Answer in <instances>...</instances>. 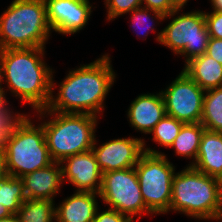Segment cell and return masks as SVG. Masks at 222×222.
<instances>
[{
    "label": "cell",
    "instance_id": "obj_39",
    "mask_svg": "<svg viewBox=\"0 0 222 222\" xmlns=\"http://www.w3.org/2000/svg\"><path fill=\"white\" fill-rule=\"evenodd\" d=\"M213 220H222V209H221V211H220V214H219V217H217V218H215V219H213Z\"/></svg>",
    "mask_w": 222,
    "mask_h": 222
},
{
    "label": "cell",
    "instance_id": "obj_30",
    "mask_svg": "<svg viewBox=\"0 0 222 222\" xmlns=\"http://www.w3.org/2000/svg\"><path fill=\"white\" fill-rule=\"evenodd\" d=\"M205 54L222 64V39L210 37Z\"/></svg>",
    "mask_w": 222,
    "mask_h": 222
},
{
    "label": "cell",
    "instance_id": "obj_35",
    "mask_svg": "<svg viewBox=\"0 0 222 222\" xmlns=\"http://www.w3.org/2000/svg\"><path fill=\"white\" fill-rule=\"evenodd\" d=\"M10 215L12 214L6 209V207L0 204V219L9 217Z\"/></svg>",
    "mask_w": 222,
    "mask_h": 222
},
{
    "label": "cell",
    "instance_id": "obj_36",
    "mask_svg": "<svg viewBox=\"0 0 222 222\" xmlns=\"http://www.w3.org/2000/svg\"><path fill=\"white\" fill-rule=\"evenodd\" d=\"M0 222H19L16 214H12L9 217L0 219Z\"/></svg>",
    "mask_w": 222,
    "mask_h": 222
},
{
    "label": "cell",
    "instance_id": "obj_38",
    "mask_svg": "<svg viewBox=\"0 0 222 222\" xmlns=\"http://www.w3.org/2000/svg\"><path fill=\"white\" fill-rule=\"evenodd\" d=\"M2 66H1V61H0V89H3L5 90L3 87H2Z\"/></svg>",
    "mask_w": 222,
    "mask_h": 222
},
{
    "label": "cell",
    "instance_id": "obj_24",
    "mask_svg": "<svg viewBox=\"0 0 222 222\" xmlns=\"http://www.w3.org/2000/svg\"><path fill=\"white\" fill-rule=\"evenodd\" d=\"M131 13V20L130 21H132L131 22V27L133 26V29H137L139 26H141L142 28H144V25L146 26V24H148V27H146L147 28V30H148V28L149 29H151L152 30V32H154L155 30V28H154V26L153 25H151V24H153L152 22H154V20L156 19H158L159 20V22L160 21H164L165 20V15L163 14V13H160V12H158V11H155V10H151V9H149V8H145V7H139V8H137V9H134L132 12H130ZM151 13H152V15H151ZM154 16V17H153ZM153 18H154V20H153ZM152 21V22H151ZM149 22V23H148ZM151 22V23H150ZM135 27V28H134ZM137 27V28H136ZM146 28H145V30H146ZM134 30V31H135ZM141 33H142V35H144V36H148V33H149V30L146 32V31H144L143 32V30L141 31ZM147 34V35H146ZM141 35V34H140ZM137 36H139L138 35V33H137Z\"/></svg>",
    "mask_w": 222,
    "mask_h": 222
},
{
    "label": "cell",
    "instance_id": "obj_9",
    "mask_svg": "<svg viewBox=\"0 0 222 222\" xmlns=\"http://www.w3.org/2000/svg\"><path fill=\"white\" fill-rule=\"evenodd\" d=\"M99 196L105 205L128 216L132 221L136 215V222L143 214L152 215L143 201L135 167L103 173Z\"/></svg>",
    "mask_w": 222,
    "mask_h": 222
},
{
    "label": "cell",
    "instance_id": "obj_27",
    "mask_svg": "<svg viewBox=\"0 0 222 222\" xmlns=\"http://www.w3.org/2000/svg\"><path fill=\"white\" fill-rule=\"evenodd\" d=\"M206 26L211 38L222 39V12L212 11L211 13L204 11Z\"/></svg>",
    "mask_w": 222,
    "mask_h": 222
},
{
    "label": "cell",
    "instance_id": "obj_12",
    "mask_svg": "<svg viewBox=\"0 0 222 222\" xmlns=\"http://www.w3.org/2000/svg\"><path fill=\"white\" fill-rule=\"evenodd\" d=\"M45 4L49 27L63 35L80 32L93 12L89 0H45Z\"/></svg>",
    "mask_w": 222,
    "mask_h": 222
},
{
    "label": "cell",
    "instance_id": "obj_17",
    "mask_svg": "<svg viewBox=\"0 0 222 222\" xmlns=\"http://www.w3.org/2000/svg\"><path fill=\"white\" fill-rule=\"evenodd\" d=\"M209 176L218 177L222 172V132L204 130L197 159L191 165Z\"/></svg>",
    "mask_w": 222,
    "mask_h": 222
},
{
    "label": "cell",
    "instance_id": "obj_5",
    "mask_svg": "<svg viewBox=\"0 0 222 222\" xmlns=\"http://www.w3.org/2000/svg\"><path fill=\"white\" fill-rule=\"evenodd\" d=\"M51 32L45 0H13L0 16V50L46 48Z\"/></svg>",
    "mask_w": 222,
    "mask_h": 222
},
{
    "label": "cell",
    "instance_id": "obj_37",
    "mask_svg": "<svg viewBox=\"0 0 222 222\" xmlns=\"http://www.w3.org/2000/svg\"><path fill=\"white\" fill-rule=\"evenodd\" d=\"M217 182H218L219 192H220V195H221V198H222V172L217 177Z\"/></svg>",
    "mask_w": 222,
    "mask_h": 222
},
{
    "label": "cell",
    "instance_id": "obj_15",
    "mask_svg": "<svg viewBox=\"0 0 222 222\" xmlns=\"http://www.w3.org/2000/svg\"><path fill=\"white\" fill-rule=\"evenodd\" d=\"M27 199L53 200L63 184L61 163L53 162L48 167L35 170L21 177Z\"/></svg>",
    "mask_w": 222,
    "mask_h": 222
},
{
    "label": "cell",
    "instance_id": "obj_16",
    "mask_svg": "<svg viewBox=\"0 0 222 222\" xmlns=\"http://www.w3.org/2000/svg\"><path fill=\"white\" fill-rule=\"evenodd\" d=\"M99 194L94 192L75 191L55 207L56 222H93Z\"/></svg>",
    "mask_w": 222,
    "mask_h": 222
},
{
    "label": "cell",
    "instance_id": "obj_26",
    "mask_svg": "<svg viewBox=\"0 0 222 222\" xmlns=\"http://www.w3.org/2000/svg\"><path fill=\"white\" fill-rule=\"evenodd\" d=\"M12 113V114H11ZM22 113H15L8 106L0 111V152H5L7 136L14 124L22 117Z\"/></svg>",
    "mask_w": 222,
    "mask_h": 222
},
{
    "label": "cell",
    "instance_id": "obj_25",
    "mask_svg": "<svg viewBox=\"0 0 222 222\" xmlns=\"http://www.w3.org/2000/svg\"><path fill=\"white\" fill-rule=\"evenodd\" d=\"M107 8V20H115L124 14H129L134 9L142 7V0H104Z\"/></svg>",
    "mask_w": 222,
    "mask_h": 222
},
{
    "label": "cell",
    "instance_id": "obj_1",
    "mask_svg": "<svg viewBox=\"0 0 222 222\" xmlns=\"http://www.w3.org/2000/svg\"><path fill=\"white\" fill-rule=\"evenodd\" d=\"M109 56L104 54L89 64L69 71L60 82L56 96L53 95L56 83L52 73L51 96L46 109L58 113H86L98 117L104 110V100L116 81Z\"/></svg>",
    "mask_w": 222,
    "mask_h": 222
},
{
    "label": "cell",
    "instance_id": "obj_4",
    "mask_svg": "<svg viewBox=\"0 0 222 222\" xmlns=\"http://www.w3.org/2000/svg\"><path fill=\"white\" fill-rule=\"evenodd\" d=\"M222 198L217 178L198 171L192 166L174 174L170 211L198 220L219 217Z\"/></svg>",
    "mask_w": 222,
    "mask_h": 222
},
{
    "label": "cell",
    "instance_id": "obj_28",
    "mask_svg": "<svg viewBox=\"0 0 222 222\" xmlns=\"http://www.w3.org/2000/svg\"><path fill=\"white\" fill-rule=\"evenodd\" d=\"M98 211L99 208L96 211L93 222H133L128 216L115 209L108 208L103 212Z\"/></svg>",
    "mask_w": 222,
    "mask_h": 222
},
{
    "label": "cell",
    "instance_id": "obj_32",
    "mask_svg": "<svg viewBox=\"0 0 222 222\" xmlns=\"http://www.w3.org/2000/svg\"><path fill=\"white\" fill-rule=\"evenodd\" d=\"M172 7L175 10H181L184 8V6L186 5V3L188 2V0H170Z\"/></svg>",
    "mask_w": 222,
    "mask_h": 222
},
{
    "label": "cell",
    "instance_id": "obj_6",
    "mask_svg": "<svg viewBox=\"0 0 222 222\" xmlns=\"http://www.w3.org/2000/svg\"><path fill=\"white\" fill-rule=\"evenodd\" d=\"M29 116L23 113L7 136L5 158L9 176L21 178L53 163L42 125H34Z\"/></svg>",
    "mask_w": 222,
    "mask_h": 222
},
{
    "label": "cell",
    "instance_id": "obj_31",
    "mask_svg": "<svg viewBox=\"0 0 222 222\" xmlns=\"http://www.w3.org/2000/svg\"><path fill=\"white\" fill-rule=\"evenodd\" d=\"M8 176L5 152H0V181Z\"/></svg>",
    "mask_w": 222,
    "mask_h": 222
},
{
    "label": "cell",
    "instance_id": "obj_11",
    "mask_svg": "<svg viewBox=\"0 0 222 222\" xmlns=\"http://www.w3.org/2000/svg\"><path fill=\"white\" fill-rule=\"evenodd\" d=\"M141 138H118L97 145L96 137L92 151L102 173L135 167L144 153Z\"/></svg>",
    "mask_w": 222,
    "mask_h": 222
},
{
    "label": "cell",
    "instance_id": "obj_14",
    "mask_svg": "<svg viewBox=\"0 0 222 222\" xmlns=\"http://www.w3.org/2000/svg\"><path fill=\"white\" fill-rule=\"evenodd\" d=\"M165 114L161 91L138 95L127 110V118L132 128L144 134H149Z\"/></svg>",
    "mask_w": 222,
    "mask_h": 222
},
{
    "label": "cell",
    "instance_id": "obj_34",
    "mask_svg": "<svg viewBox=\"0 0 222 222\" xmlns=\"http://www.w3.org/2000/svg\"><path fill=\"white\" fill-rule=\"evenodd\" d=\"M213 11L222 12V0H210Z\"/></svg>",
    "mask_w": 222,
    "mask_h": 222
},
{
    "label": "cell",
    "instance_id": "obj_8",
    "mask_svg": "<svg viewBox=\"0 0 222 222\" xmlns=\"http://www.w3.org/2000/svg\"><path fill=\"white\" fill-rule=\"evenodd\" d=\"M180 11L174 10L165 15V19L172 20L163 30L157 32L156 40L171 49L175 55L184 56L186 64L192 58L206 53L210 35L203 11L195 10L182 14Z\"/></svg>",
    "mask_w": 222,
    "mask_h": 222
},
{
    "label": "cell",
    "instance_id": "obj_20",
    "mask_svg": "<svg viewBox=\"0 0 222 222\" xmlns=\"http://www.w3.org/2000/svg\"><path fill=\"white\" fill-rule=\"evenodd\" d=\"M55 201L26 199L17 212L19 222H56Z\"/></svg>",
    "mask_w": 222,
    "mask_h": 222
},
{
    "label": "cell",
    "instance_id": "obj_7",
    "mask_svg": "<svg viewBox=\"0 0 222 222\" xmlns=\"http://www.w3.org/2000/svg\"><path fill=\"white\" fill-rule=\"evenodd\" d=\"M143 149L144 153L135 166L143 201L152 215L167 214L175 167L164 153L148 148L145 140Z\"/></svg>",
    "mask_w": 222,
    "mask_h": 222
},
{
    "label": "cell",
    "instance_id": "obj_18",
    "mask_svg": "<svg viewBox=\"0 0 222 222\" xmlns=\"http://www.w3.org/2000/svg\"><path fill=\"white\" fill-rule=\"evenodd\" d=\"M182 70L204 91L222 87V64L207 54L192 58Z\"/></svg>",
    "mask_w": 222,
    "mask_h": 222
},
{
    "label": "cell",
    "instance_id": "obj_23",
    "mask_svg": "<svg viewBox=\"0 0 222 222\" xmlns=\"http://www.w3.org/2000/svg\"><path fill=\"white\" fill-rule=\"evenodd\" d=\"M184 124V122L165 114L149 134L153 135L152 141L170 148Z\"/></svg>",
    "mask_w": 222,
    "mask_h": 222
},
{
    "label": "cell",
    "instance_id": "obj_19",
    "mask_svg": "<svg viewBox=\"0 0 222 222\" xmlns=\"http://www.w3.org/2000/svg\"><path fill=\"white\" fill-rule=\"evenodd\" d=\"M204 126L199 123H185L179 135L175 138L170 148H173L175 154L184 158L193 159L191 166L195 163L200 147V141L204 132Z\"/></svg>",
    "mask_w": 222,
    "mask_h": 222
},
{
    "label": "cell",
    "instance_id": "obj_21",
    "mask_svg": "<svg viewBox=\"0 0 222 222\" xmlns=\"http://www.w3.org/2000/svg\"><path fill=\"white\" fill-rule=\"evenodd\" d=\"M200 123L206 130L222 132V87L205 91Z\"/></svg>",
    "mask_w": 222,
    "mask_h": 222
},
{
    "label": "cell",
    "instance_id": "obj_22",
    "mask_svg": "<svg viewBox=\"0 0 222 222\" xmlns=\"http://www.w3.org/2000/svg\"><path fill=\"white\" fill-rule=\"evenodd\" d=\"M26 199L21 178L8 175L0 181V204L5 206L11 214H17Z\"/></svg>",
    "mask_w": 222,
    "mask_h": 222
},
{
    "label": "cell",
    "instance_id": "obj_13",
    "mask_svg": "<svg viewBox=\"0 0 222 222\" xmlns=\"http://www.w3.org/2000/svg\"><path fill=\"white\" fill-rule=\"evenodd\" d=\"M60 163L63 182L73 184L75 191L100 193L103 173L92 149L67 157Z\"/></svg>",
    "mask_w": 222,
    "mask_h": 222
},
{
    "label": "cell",
    "instance_id": "obj_33",
    "mask_svg": "<svg viewBox=\"0 0 222 222\" xmlns=\"http://www.w3.org/2000/svg\"><path fill=\"white\" fill-rule=\"evenodd\" d=\"M6 99V92L3 89H0V111L3 110L9 103Z\"/></svg>",
    "mask_w": 222,
    "mask_h": 222
},
{
    "label": "cell",
    "instance_id": "obj_3",
    "mask_svg": "<svg viewBox=\"0 0 222 222\" xmlns=\"http://www.w3.org/2000/svg\"><path fill=\"white\" fill-rule=\"evenodd\" d=\"M36 112L40 119L50 116V120L41 122V125L53 162L60 163L67 157L92 149L99 119L97 116L86 113H58L46 108Z\"/></svg>",
    "mask_w": 222,
    "mask_h": 222
},
{
    "label": "cell",
    "instance_id": "obj_10",
    "mask_svg": "<svg viewBox=\"0 0 222 222\" xmlns=\"http://www.w3.org/2000/svg\"><path fill=\"white\" fill-rule=\"evenodd\" d=\"M161 93L167 115L184 123L201 122L205 91L185 71Z\"/></svg>",
    "mask_w": 222,
    "mask_h": 222
},
{
    "label": "cell",
    "instance_id": "obj_2",
    "mask_svg": "<svg viewBox=\"0 0 222 222\" xmlns=\"http://www.w3.org/2000/svg\"><path fill=\"white\" fill-rule=\"evenodd\" d=\"M44 47L0 50L2 82L22 104L35 111L45 109L51 96V76L54 71L43 60ZM46 63V64H45Z\"/></svg>",
    "mask_w": 222,
    "mask_h": 222
},
{
    "label": "cell",
    "instance_id": "obj_29",
    "mask_svg": "<svg viewBox=\"0 0 222 222\" xmlns=\"http://www.w3.org/2000/svg\"><path fill=\"white\" fill-rule=\"evenodd\" d=\"M142 5V7L158 11L164 15H168L175 10L170 0H142Z\"/></svg>",
    "mask_w": 222,
    "mask_h": 222
}]
</instances>
